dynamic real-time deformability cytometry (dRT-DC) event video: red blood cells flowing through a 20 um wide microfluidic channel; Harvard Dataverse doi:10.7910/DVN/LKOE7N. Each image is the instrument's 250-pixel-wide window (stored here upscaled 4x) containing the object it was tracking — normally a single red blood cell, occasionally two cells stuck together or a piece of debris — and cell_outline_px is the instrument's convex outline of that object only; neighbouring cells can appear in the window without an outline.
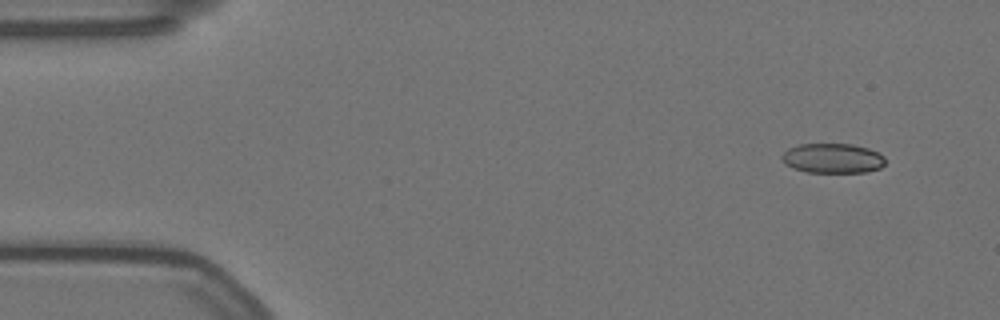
{"species": "Egyptian fruit bat (a non-hibernating species)", "species_latin": "Rousettus aegyptiacus", "temperature_condition": "warm", "stored_images_in_passage": 55, "camera_frame_rate_fps": 3000, "um_per_image_px": 0.085, "animal": {"sex": "female"}, "frame": {"image": 1, "passage_image": 2, "time_ms": 0.333, "image_size_px": [1000, 320], "cell_outline_px": [[884, 164], [880, 168], [868, 172], [808, 172], [792, 168], [784, 164], [780, 156], [788, 148], [800, 144], [852, 144], [868, 148], [884, 156]], "centroid_in_image_um": [70.74, 13.45], "position_along_channel_um": 14.3, "area_um2": 17.98}}
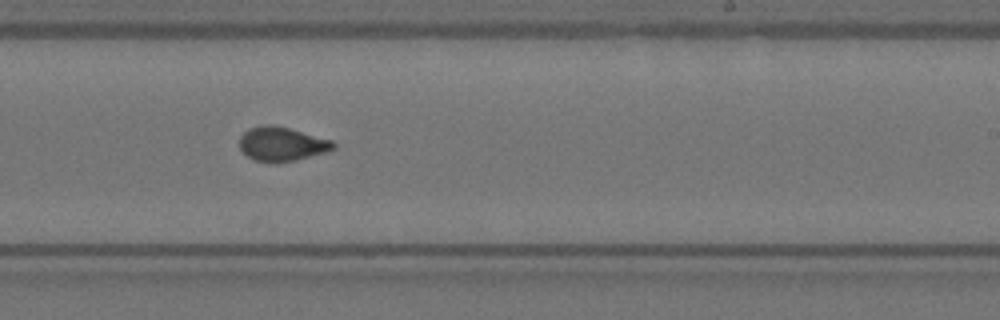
{"frame": {"image": 2, "passage_image": 32, "time_ms": 10.333, "image_size_px": [1000, 320], "cell_outline_px": [[336, 148], [328, 152], [296, 160], [276, 164], [252, 160], [240, 148], [240, 136], [248, 128], [260, 124], [272, 124], [288, 128], [332, 140], [336, 144]], "centroid_in_image_um": [23.95, 12.25], "position_along_channel_um": 265.0, "area_um2": 19.02}}
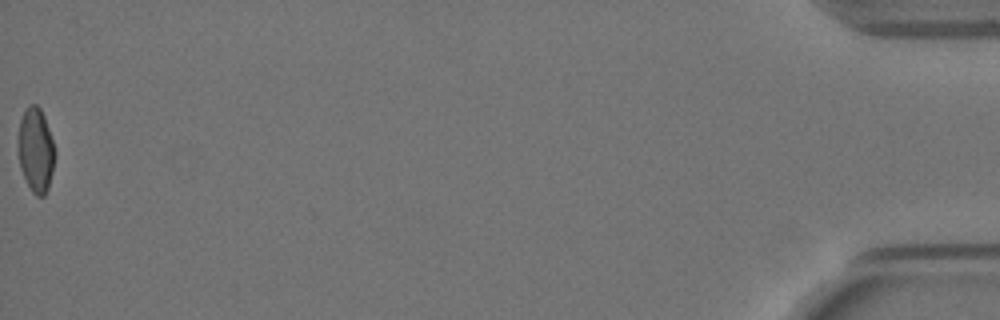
{"frame": {"image": 3, "passage_image": 55, "time_ms": 18.0, "image_size_px": [1000, 320], "cell_outline_px": [[56, 156], [48, 188], [44, 196], [36, 196], [32, 192], [20, 168], [16, 140], [20, 120], [28, 104], [36, 104], [40, 108], [44, 116], [56, 152]], "centroid_in_image_um": [3.02, 12.75], "position_along_channel_um": 432.2, "area_um2": 18.32}, "authors_computed_cell_mechanics": {"area_um2": 18.6116, "velocity_mm_per_s": 3.5349, "shape_relaxation_time_tau1_ms": null, "shape_relaxation_time_tau2_ms": 0.8202, "deformation_change_tau1": null, "deformation_change_tau2": 0.064}}